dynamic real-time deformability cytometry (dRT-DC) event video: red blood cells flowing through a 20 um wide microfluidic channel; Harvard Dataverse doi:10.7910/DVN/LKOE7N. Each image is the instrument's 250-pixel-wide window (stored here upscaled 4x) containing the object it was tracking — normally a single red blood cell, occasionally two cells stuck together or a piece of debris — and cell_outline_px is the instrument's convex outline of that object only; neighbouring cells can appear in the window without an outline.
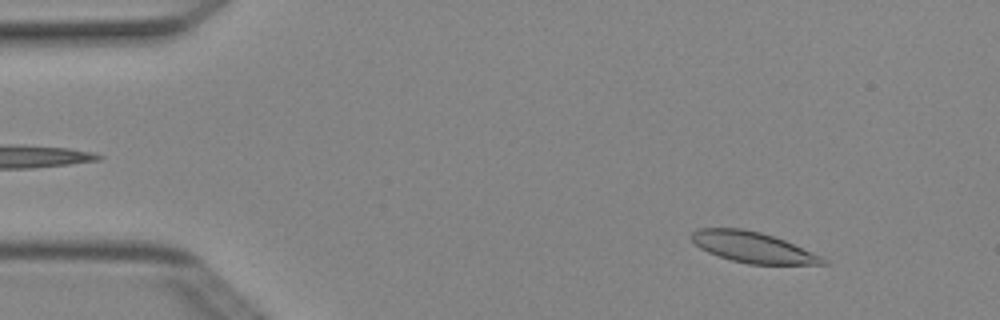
{"species": "Egyptian fruit bat (a non-hibernating species)", "species_latin": "Rousettus aegyptiacus", "temperature_condition": "cold", "stored_images_in_passage": 3, "camera_frame_rate_fps": 3000, "um_per_image_px": 0.085, "animal": {"sex": "female"}, "frame": {"image": 1, "passage_image": 1, "time_ms": 0.0, "image_size_px": [1000, 320], "cell_outline_px": [[828, 264], [748, 264], [732, 260], [708, 252], [700, 248], [688, 236], [696, 228], [740, 228], [760, 232], [784, 240], [820, 256], [828, 260]], "centroid_in_image_um": [63.94, 21.01], "position_along_channel_um": 21.1, "area_um2": 23.24}}